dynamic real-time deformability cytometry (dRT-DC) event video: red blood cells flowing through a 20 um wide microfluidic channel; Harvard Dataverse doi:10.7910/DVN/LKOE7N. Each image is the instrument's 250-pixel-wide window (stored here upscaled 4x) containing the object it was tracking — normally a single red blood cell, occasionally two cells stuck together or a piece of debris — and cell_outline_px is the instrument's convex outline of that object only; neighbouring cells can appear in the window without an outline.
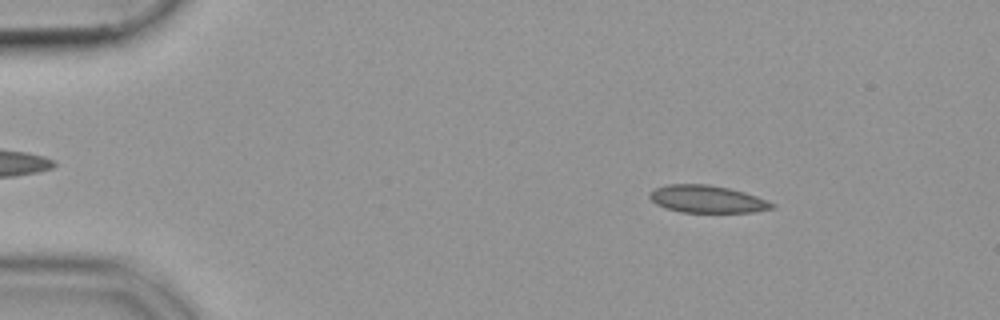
{"species": "common noctule bat (a hibernating species)", "species_latin": "Nyctalus noctula", "temperature_condition": "cold", "stored_images_in_passage": 32, "camera_frame_rate_fps": 3000, "um_per_image_px": 0.085, "animal": {"sex": "female", "body_mass_g": 19.9}, "frame": {"image": 1, "passage_image": 7, "time_ms": 2.0, "image_size_px": [1000, 320], "cell_outline_px": [[776, 208], [752, 212], [680, 212], [664, 208], [656, 204], [648, 196], [648, 192], [656, 188], [668, 184], [708, 184], [728, 188], [744, 192], [768, 200], [776, 204]], "centroid_in_image_um": [60.1, 16.93], "position_along_channel_um": 24.9, "area_um2": 19.65}}
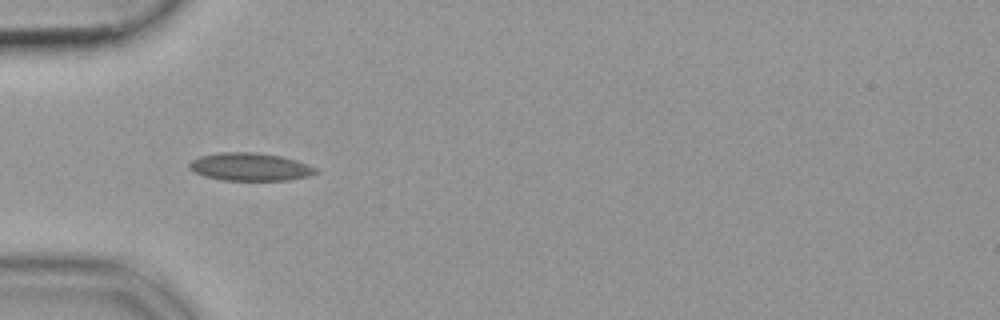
{"frame": {"image": 2, "passage_image": 16, "time_ms": 5.0, "image_size_px": [1000, 320], "cell_outline_px": [[320, 172], [308, 176], [288, 180], [224, 180], [204, 176], [188, 168], [188, 164], [192, 160], [200, 156], [220, 152], [256, 152], [280, 156], [296, 160], [316, 168]], "centroid_in_image_um": [21.25, 14.18], "position_along_channel_um": 63.7, "area_um2": 20.46}}
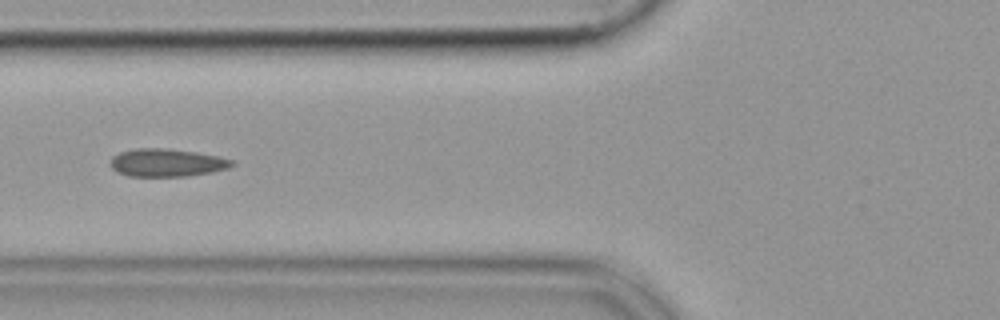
{"frame": {"image": 3, "passage_image": 20, "time_ms": 6.333, "image_size_px": [1000, 320], "cell_outline_px": [[236, 164], [228, 168], [212, 172], [188, 176], [128, 176], [116, 172], [108, 164], [112, 156], [120, 152], [136, 148], [168, 148], [196, 152], [216, 156], [232, 160]], "centroid_in_image_um": [14.14, 13.83], "position_along_channel_um": 111.7, "area_um2": 19.88}}